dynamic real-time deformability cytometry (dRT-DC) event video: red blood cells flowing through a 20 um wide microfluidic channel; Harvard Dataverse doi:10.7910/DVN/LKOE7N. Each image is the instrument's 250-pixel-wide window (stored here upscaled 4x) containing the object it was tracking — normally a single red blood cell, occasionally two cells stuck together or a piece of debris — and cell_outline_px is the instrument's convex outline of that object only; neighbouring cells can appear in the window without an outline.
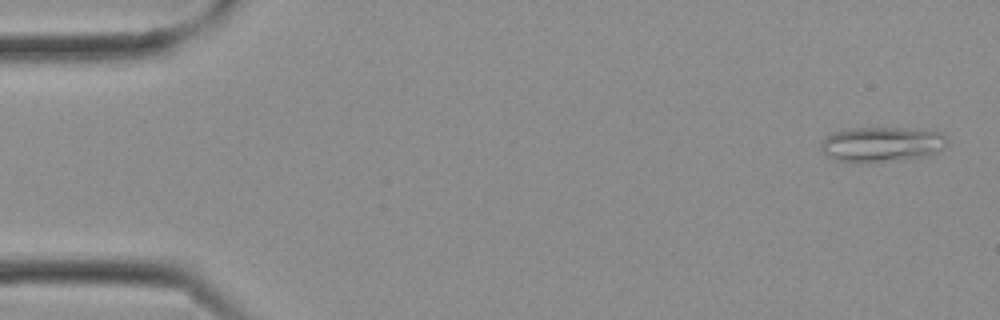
{"species": "Egyptian fruit bat (a non-hibernating species)", "species_latin": "Rousettus aegyptiacus", "temperature_condition": "cold", "stored_images_in_passage": 14, "camera_frame_rate_fps": 3000, "um_per_image_px": 0.085, "frame": {"image": 1, "passage_image": 1, "time_ms": 0.0, "image_size_px": [1000, 320], "cell_outline_px": [[948, 144], [940, 152], [932, 156], [880, 160], [836, 160], [828, 156], [820, 148], [820, 144], [828, 136], [836, 132], [848, 128], [904, 128], [940, 132], [948, 136]], "centroid_in_image_um": [75.06, 12.23], "position_along_channel_um": 9.9, "area_um2": 25.14}}
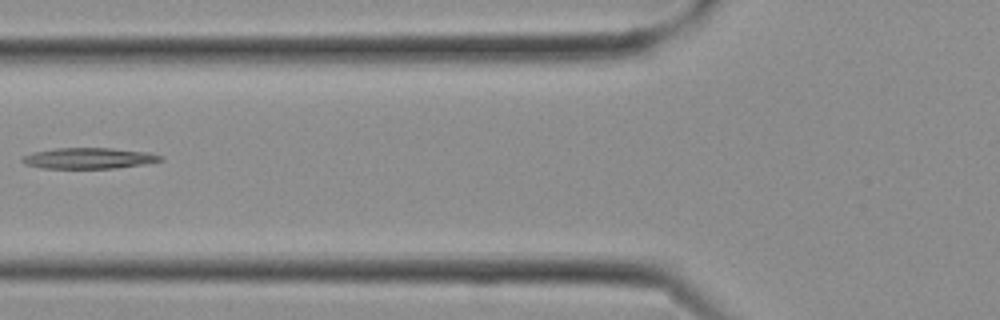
{"frame": {"image": 2, "passage_image": 10, "time_ms": 3.0, "image_size_px": [1000, 320], "cell_outline_px": [[164, 160], [144, 164], [116, 168], [40, 168], [24, 164], [20, 160], [24, 156], [32, 152], [56, 148], [112, 148], [152, 152], [164, 156]], "centroid_in_image_um": [7.59, 13.44], "position_along_channel_um": 118.2, "area_um2": 17.05}}
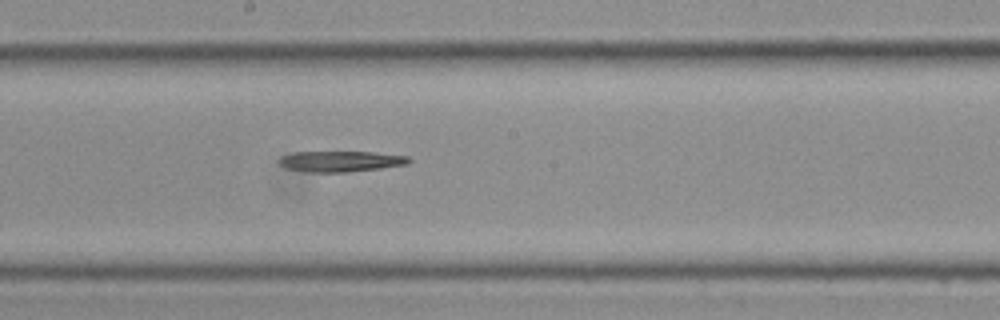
{"frame": {"image": 3, "passage_image": 14, "time_ms": 4.333, "image_size_px": [1000, 320], "cell_outline_px": [[412, 160], [408, 164], [380, 168], [348, 172], [308, 172], [288, 168], [280, 164], [280, 160], [284, 156], [296, 152], [372, 152], [408, 156]], "centroid_in_image_um": [29.03, 13.71], "position_along_channel_um": 219.2, "area_um2": 15.43}}